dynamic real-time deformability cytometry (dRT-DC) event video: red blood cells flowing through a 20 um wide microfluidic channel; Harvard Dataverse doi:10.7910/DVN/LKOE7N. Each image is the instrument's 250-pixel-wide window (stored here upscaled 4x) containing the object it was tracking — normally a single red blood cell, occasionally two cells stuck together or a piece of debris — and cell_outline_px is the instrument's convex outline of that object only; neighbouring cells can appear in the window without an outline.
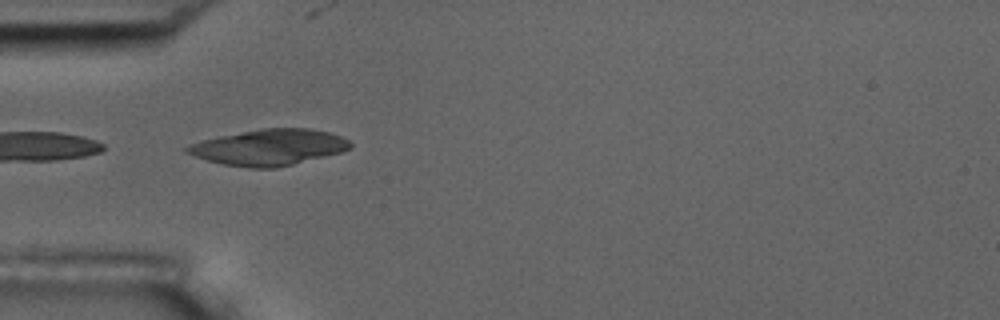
{"species": "common noctule bat (a hibernating species)", "species_latin": "Nyctalus noctula", "temperature_condition": "room temperature", "stored_images_in_passage": 39, "camera_frame_rate_fps": 3000, "um_per_image_px": 0.085, "animal": {"sex": "male", "body_mass_g": 17.5, "forearm_length_mm": 52.3}, "frame": {"image": 1, "passage_image": 1, "time_ms": 0.0, "image_size_px": [1000, 320], "cell_outline_px": [[352, 148], [340, 152], [276, 168], [248, 168], [224, 164], [208, 160], [184, 152], [184, 148], [192, 144], [204, 140], [220, 136], [260, 128], [308, 128], [328, 132], [340, 136], [348, 140], [352, 144]], "centroid_in_image_um": [22.88, 12.52], "position_along_channel_um": 62.1, "area_um2": 33.81}}